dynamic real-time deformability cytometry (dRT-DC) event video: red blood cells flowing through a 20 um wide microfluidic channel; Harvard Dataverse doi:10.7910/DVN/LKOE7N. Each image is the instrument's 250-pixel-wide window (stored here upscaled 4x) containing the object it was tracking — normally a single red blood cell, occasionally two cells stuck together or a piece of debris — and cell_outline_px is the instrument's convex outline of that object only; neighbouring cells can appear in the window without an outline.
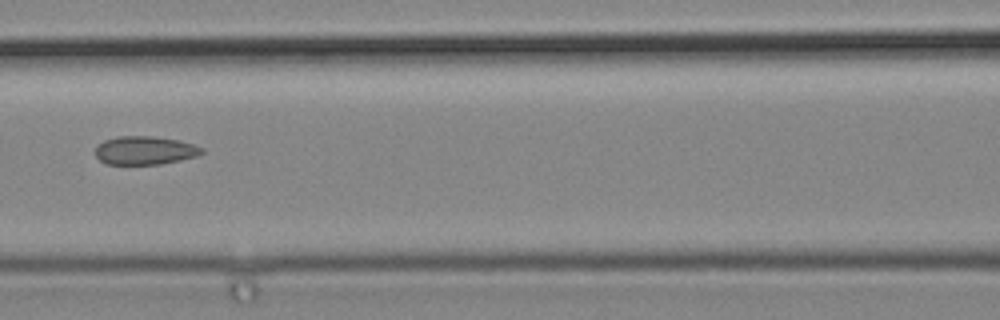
{"species": "common noctule bat (a hibernating species)", "species_latin": "Nyctalus noctula", "temperature_condition": "cold", "stored_images_in_passage": 5, "camera_frame_rate_fps": 3000, "um_per_image_px": 0.085, "animal": {"sex": "male", "body_mass_g": 19.2, "forearm_length_mm": 51.8}, "frame": {"image": 1, "passage_image": 5, "time_ms": 1.333, "image_size_px": [1000, 320], "cell_outline_px": [[204, 152], [196, 156], [180, 160], [160, 164], [104, 164], [96, 156], [96, 148], [104, 140], [116, 136], [152, 136], [180, 140], [204, 148]], "centroid_in_image_um": [12.32, 12.78], "position_along_channel_um": 154.3, "area_um2": 17.63}}